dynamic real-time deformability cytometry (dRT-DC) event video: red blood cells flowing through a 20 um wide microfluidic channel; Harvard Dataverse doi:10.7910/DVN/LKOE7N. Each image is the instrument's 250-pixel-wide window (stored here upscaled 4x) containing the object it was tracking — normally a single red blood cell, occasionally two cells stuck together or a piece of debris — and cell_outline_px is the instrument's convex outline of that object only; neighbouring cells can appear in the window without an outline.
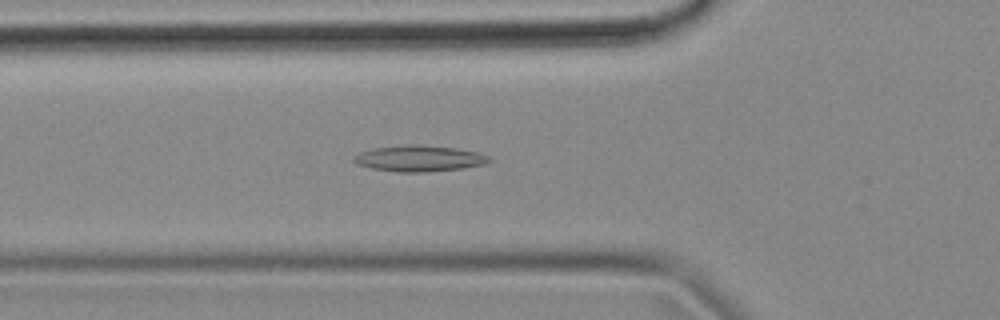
{"species": "common noctule bat (a hibernating species)", "species_latin": "Nyctalus noctula", "temperature_condition": "cold", "stored_images_in_passage": 54, "camera_frame_rate_fps": 3000, "um_per_image_px": 0.085, "animal": {"sex": "female", "body_mass_g": 18.4}, "frame": {"image": 1, "passage_image": 18, "time_ms": 5.667, "image_size_px": [1000, 320], "cell_outline_px": [[492, 160], [484, 164], [460, 168], [424, 172], [400, 172], [372, 168], [356, 164], [352, 160], [352, 156], [360, 152], [372, 148], [412, 144], [420, 144], [456, 148], [476, 152], [488, 156]], "centroid_in_image_um": [35.58, 13.46], "position_along_channel_um": 90.2, "area_um2": 20.46}}
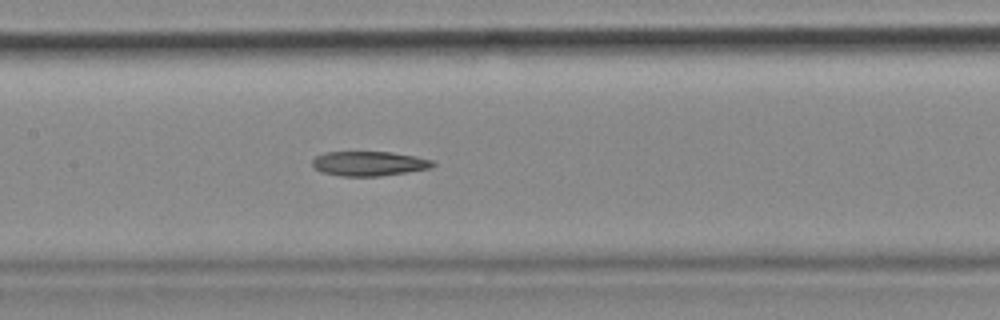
{"frame": {"image": 2, "passage_image": 25, "time_ms": 8.0, "image_size_px": [1000, 320], "cell_outline_px": [[436, 164], [432, 168], [408, 172], [380, 176], [340, 176], [320, 172], [312, 164], [312, 160], [316, 156], [324, 152], [392, 152], [416, 156], [432, 160]], "centroid_in_image_um": [31.38, 13.9], "position_along_channel_um": 176.0, "area_um2": 17.4}}
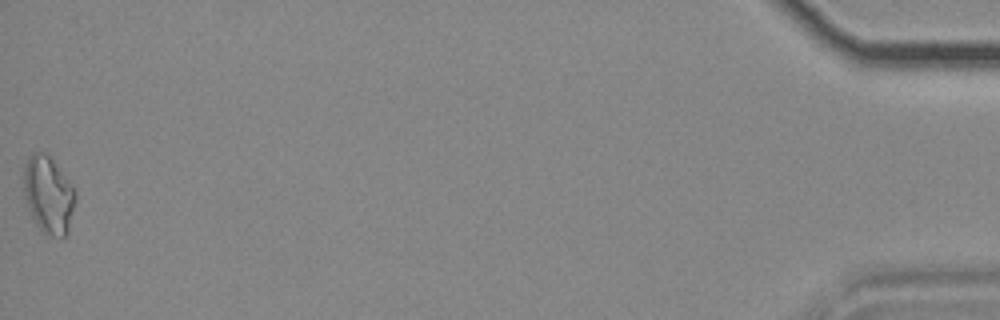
{"frame": {"image": 3, "passage_image": 54, "time_ms": 17.667, "image_size_px": [1000, 320], "cell_outline_px": [[76, 200], [68, 232], [64, 236], [44, 236], [40, 232], [24, 200], [24, 164], [32, 152], [44, 152], [52, 160], [68, 180], [76, 192]], "centroid_in_image_um": [4.1, 16.6], "position_along_channel_um": 431.1, "area_um2": 23.35}}